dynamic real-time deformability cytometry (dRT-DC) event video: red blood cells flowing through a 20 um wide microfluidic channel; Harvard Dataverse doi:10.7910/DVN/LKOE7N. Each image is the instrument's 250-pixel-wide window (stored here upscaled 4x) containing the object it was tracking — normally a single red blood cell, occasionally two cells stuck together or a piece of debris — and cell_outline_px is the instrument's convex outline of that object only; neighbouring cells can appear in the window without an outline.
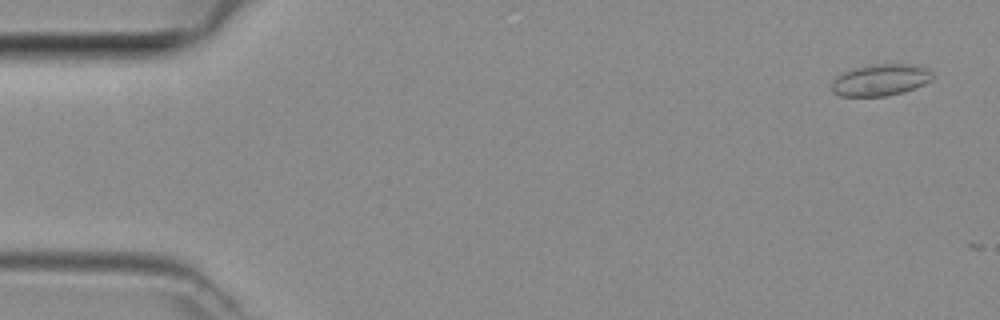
{"species": "common noctule bat (a hibernating species)", "species_latin": "Nyctalus noctula", "temperature_condition": "room temperature", "stored_images_in_passage": 2, "camera_frame_rate_fps": 3000, "um_per_image_px": 0.085, "animal": {"sex": "female", "body_mass_g": 29.2, "forearm_length_mm": 56.3}, "frame": {"image": 1, "passage_image": 1, "time_ms": 0.0, "image_size_px": [1000, 320], "cell_outline_px": [[932, 80], [924, 84], [904, 92], [884, 96], [840, 96], [832, 92], [832, 80], [836, 76], [844, 72], [856, 68], [876, 64], [912, 64], [928, 68], [932, 72]], "centroid_in_image_um": [74.85, 6.8], "position_along_channel_um": 10.2, "area_um2": 18.55}}